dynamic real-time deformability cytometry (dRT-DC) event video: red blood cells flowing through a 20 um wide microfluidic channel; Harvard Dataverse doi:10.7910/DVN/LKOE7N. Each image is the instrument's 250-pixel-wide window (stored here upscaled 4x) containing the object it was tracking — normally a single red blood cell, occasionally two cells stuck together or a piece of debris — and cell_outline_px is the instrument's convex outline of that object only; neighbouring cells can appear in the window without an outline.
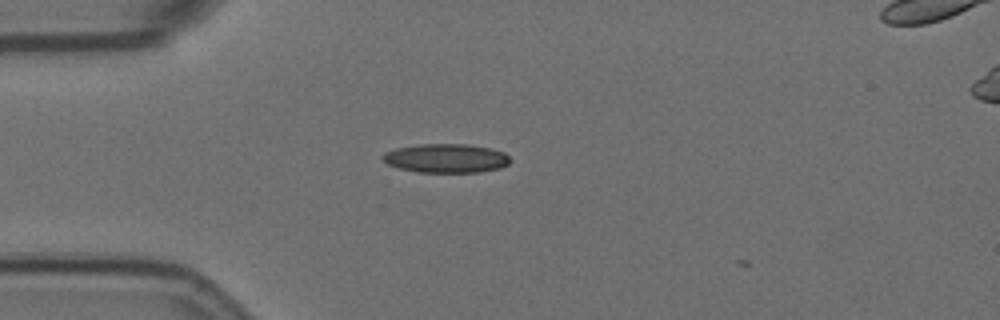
{"species": "Egyptian fruit bat (a non-hibernating species)", "species_latin": "Rousettus aegyptiacus", "temperature_condition": "room temperature", "stored_images_in_passage": 2, "camera_frame_rate_fps": 3000, "um_per_image_px": 0.085, "animal": {"sex": "female"}, "frame": {"image": 1, "passage_image": 1, "time_ms": 0.0, "image_size_px": [1000, 320], "cell_outline_px": [[512, 160], [508, 164], [500, 168], [480, 172], [416, 172], [400, 168], [388, 164], [380, 156], [384, 152], [396, 148], [420, 144], [468, 144], [492, 148], [504, 152]], "centroid_in_image_um": [37.93, 13.45], "position_along_channel_um": 47.1, "area_um2": 21.62}}